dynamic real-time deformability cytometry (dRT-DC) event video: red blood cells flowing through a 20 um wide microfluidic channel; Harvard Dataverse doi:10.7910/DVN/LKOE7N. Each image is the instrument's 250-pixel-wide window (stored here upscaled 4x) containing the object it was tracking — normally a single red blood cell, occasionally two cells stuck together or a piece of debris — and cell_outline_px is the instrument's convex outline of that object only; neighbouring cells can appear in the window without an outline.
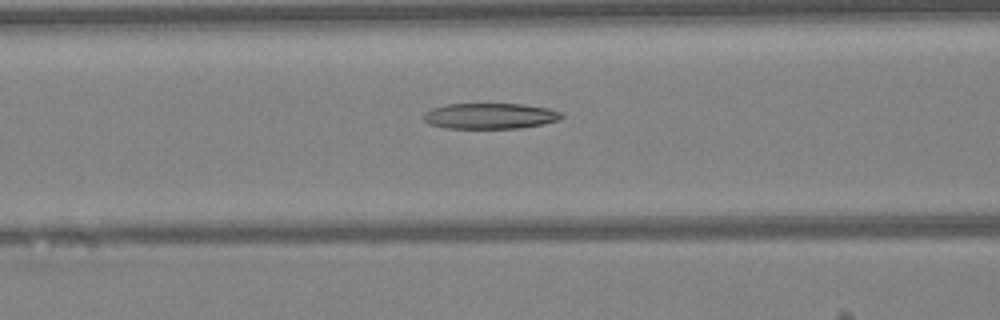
{"species": "Egyptian fruit bat (a non-hibernating species)", "species_latin": "Rousettus aegyptiacus", "temperature_condition": "warm", "stored_images_in_passage": 31, "camera_frame_rate_fps": 3000, "um_per_image_px": 0.085, "animal": {"sex": "female"}, "frame": {"image": 1, "passage_image": 19, "time_ms": 6.0, "image_size_px": [1000, 320], "cell_outline_px": [[564, 116], [560, 120], [544, 124], [520, 128], [448, 128], [428, 124], [424, 120], [424, 112], [432, 108], [444, 104], [524, 104], [548, 108], [564, 112]], "centroid_in_image_um": [41.7, 9.85], "position_along_channel_um": 124.9, "area_um2": 20.92}}
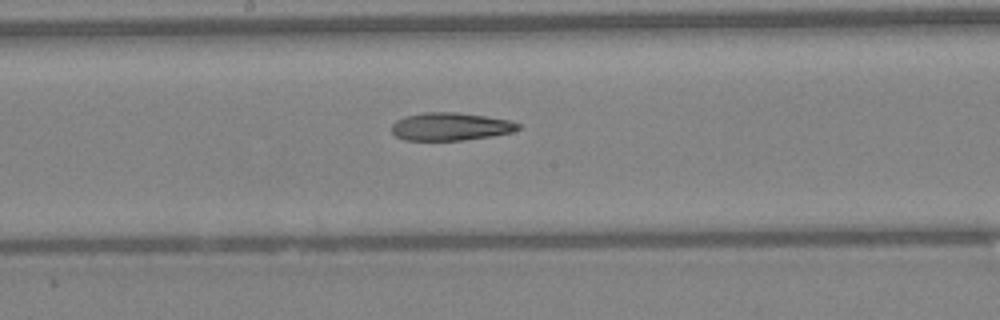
{"frame": {"image": 2, "passage_image": 25, "time_ms": 8.0, "image_size_px": [1000, 320], "cell_outline_px": [[520, 128], [512, 132], [492, 136], [464, 140], [404, 140], [396, 136], [392, 132], [392, 124], [396, 120], [404, 116], [424, 112], [456, 112], [484, 116], [508, 120], [520, 124]], "centroid_in_image_um": [38.26, 10.76], "position_along_channel_um": 209.9, "area_um2": 20.52}}
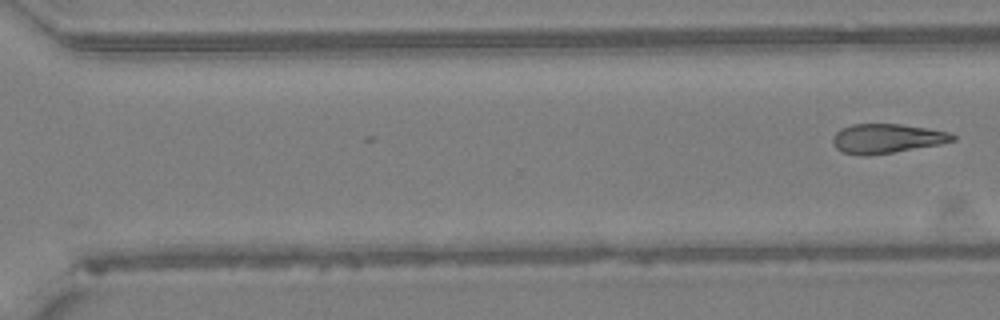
{"frame": {"image": 3, "passage_image": 31, "time_ms": 10.0, "image_size_px": [1000, 320], "cell_outline_px": [[956, 140], [940, 144], [868, 156], [860, 156], [844, 152], [836, 148], [832, 144], [832, 136], [840, 128], [852, 124], [900, 124], [928, 128], [948, 132], [956, 136]], "centroid_in_image_um": [75.34, 11.77], "position_along_channel_um": 295.3, "area_um2": 20.58}}